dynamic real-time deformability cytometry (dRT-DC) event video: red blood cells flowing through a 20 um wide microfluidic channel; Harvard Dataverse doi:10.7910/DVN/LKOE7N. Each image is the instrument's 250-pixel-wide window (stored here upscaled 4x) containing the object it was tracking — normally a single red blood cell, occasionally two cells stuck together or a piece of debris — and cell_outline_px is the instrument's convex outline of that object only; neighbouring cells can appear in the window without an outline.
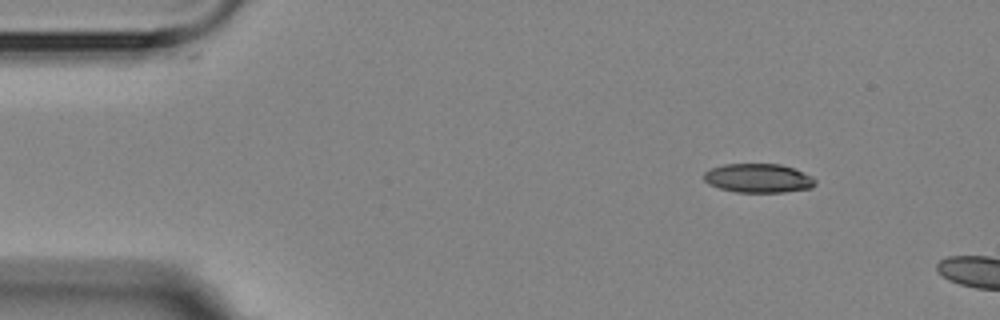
{"species": "Egyptian fruit bat (a non-hibernating species)", "species_latin": "Rousettus aegyptiacus", "temperature_condition": "room temperature", "stored_images_in_passage": 9, "camera_frame_rate_fps": 3000, "um_per_image_px": 0.085, "animal": {"sex": "female"}, "frame": {"image": 1, "passage_image": 1, "time_ms": 0.0, "image_size_px": [1000, 320], "cell_outline_px": [[816, 184], [812, 188], [784, 192], [736, 192], [720, 188], [708, 184], [704, 180], [704, 172], [712, 168], [724, 164], [780, 164], [792, 168], [812, 176], [816, 180]], "centroid_in_image_um": [64.46, 15.15], "position_along_channel_um": 20.5, "area_um2": 18.79}}
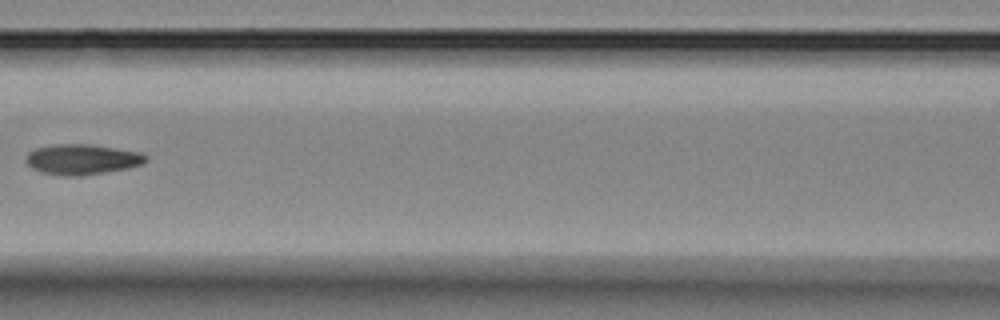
{"frame": {"image": 2, "passage_image": 6, "time_ms": 6.0, "image_size_px": [1000, 320], "cell_outline_px": [[148, 160], [144, 164], [128, 168], [80, 176], [64, 176], [40, 172], [32, 168], [24, 160], [28, 152], [36, 148], [56, 144], [92, 144], [140, 152], [148, 156]], "centroid_in_image_um": [6.99, 13.54], "position_along_channel_um": 159.6, "area_um2": 21.39}}
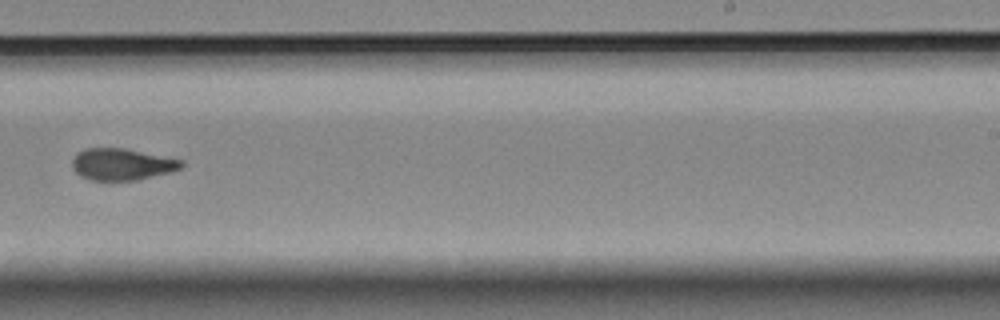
{"frame": {"image": 3, "passage_image": 9, "time_ms": 9.333, "image_size_px": [1000, 320], "cell_outline_px": [[184, 164], [180, 168], [172, 172], [136, 180], [92, 180], [80, 176], [72, 168], [72, 160], [76, 152], [84, 148], [124, 148], [184, 160]], "centroid_in_image_um": [10.35, 13.96], "position_along_channel_um": 278.6, "area_um2": 20.29}}